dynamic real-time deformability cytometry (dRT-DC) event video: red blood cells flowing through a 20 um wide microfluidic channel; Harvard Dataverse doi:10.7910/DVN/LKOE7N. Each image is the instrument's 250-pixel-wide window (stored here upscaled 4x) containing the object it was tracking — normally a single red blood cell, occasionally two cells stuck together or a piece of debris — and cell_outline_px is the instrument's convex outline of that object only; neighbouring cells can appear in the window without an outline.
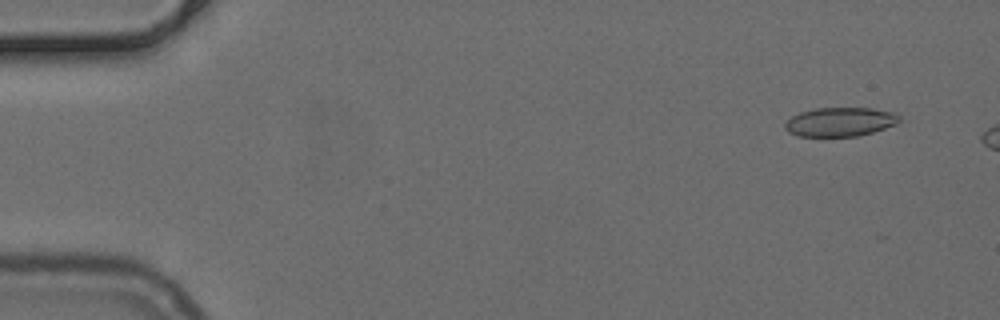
{"species": "common noctule bat (a hibernating species)", "species_latin": "Nyctalus noctula", "temperature_condition": "cold", "stored_images_in_passage": 9, "camera_frame_rate_fps": 3000, "um_per_image_px": 0.085, "animal": {"sex": "female", "body_mass_g": 24.6, "forearm_length_mm": 56.2}, "frame": {"image": 1, "passage_image": 4, "time_ms": 1.0, "image_size_px": [1000, 320], "cell_outline_px": [[900, 120], [896, 124], [860, 136], [796, 136], [788, 132], [784, 128], [784, 124], [792, 116], [800, 112], [816, 108], [872, 108], [896, 112], [900, 116]], "centroid_in_image_um": [71.41, 10.36], "position_along_channel_um": 13.6, "area_um2": 19.42}}